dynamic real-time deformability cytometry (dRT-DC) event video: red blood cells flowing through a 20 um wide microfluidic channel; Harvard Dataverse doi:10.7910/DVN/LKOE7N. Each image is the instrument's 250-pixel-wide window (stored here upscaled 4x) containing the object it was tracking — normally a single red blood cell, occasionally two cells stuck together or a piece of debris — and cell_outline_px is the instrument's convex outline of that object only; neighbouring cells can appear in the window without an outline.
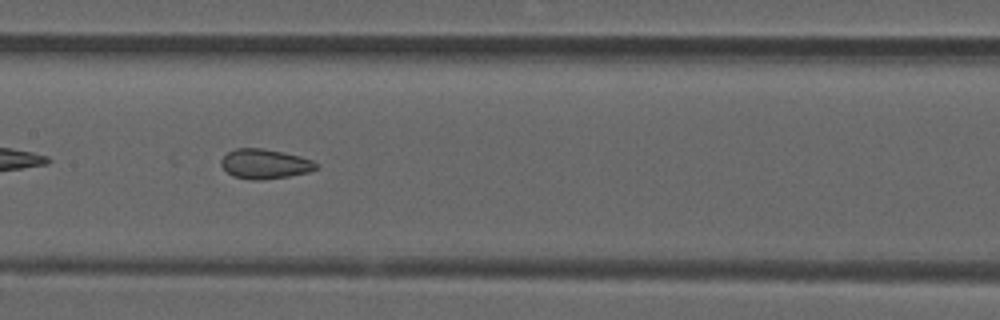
{"species": "common noctule bat (a hibernating species)", "species_latin": "Nyctalus noctula", "temperature_condition": "room temperature", "stored_images_in_passage": 37, "camera_frame_rate_fps": 3000, "um_per_image_px": 0.085, "animal": {"sex": "male", "forearm_length_mm": 52.5}, "frame": {"image": 1, "passage_image": 11, "time_ms": 3.333, "image_size_px": [1000, 320], "cell_outline_px": [[320, 164], [316, 168], [308, 172], [288, 176], [260, 180], [248, 180], [232, 176], [220, 164], [220, 160], [228, 152], [236, 148], [260, 148], [284, 152], [300, 156], [312, 160]], "centroid_in_image_um": [22.5, 13.93], "position_along_channel_um": 184.9, "area_um2": 16.47}}
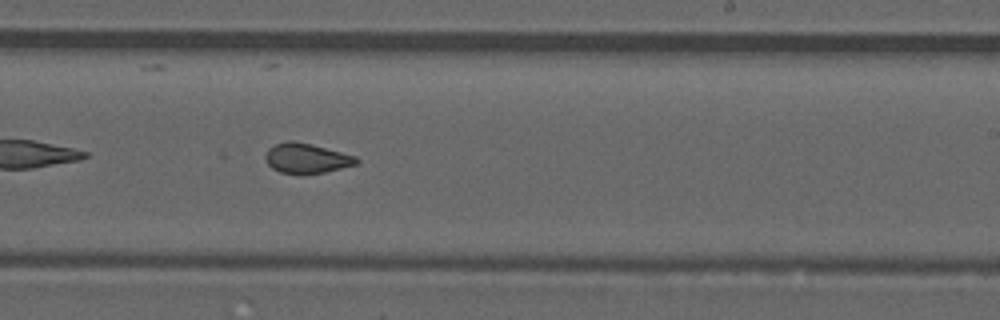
{"frame": {"image": 2, "passage_image": 17, "time_ms": 5.333, "image_size_px": [1000, 320], "cell_outline_px": [[360, 160], [356, 164], [324, 172], [280, 172], [272, 168], [268, 164], [264, 156], [268, 148], [276, 144], [288, 140], [292, 140], [312, 144], [356, 156]], "centroid_in_image_um": [26.04, 13.42], "position_along_channel_um": 263.0, "area_um2": 15.49}}